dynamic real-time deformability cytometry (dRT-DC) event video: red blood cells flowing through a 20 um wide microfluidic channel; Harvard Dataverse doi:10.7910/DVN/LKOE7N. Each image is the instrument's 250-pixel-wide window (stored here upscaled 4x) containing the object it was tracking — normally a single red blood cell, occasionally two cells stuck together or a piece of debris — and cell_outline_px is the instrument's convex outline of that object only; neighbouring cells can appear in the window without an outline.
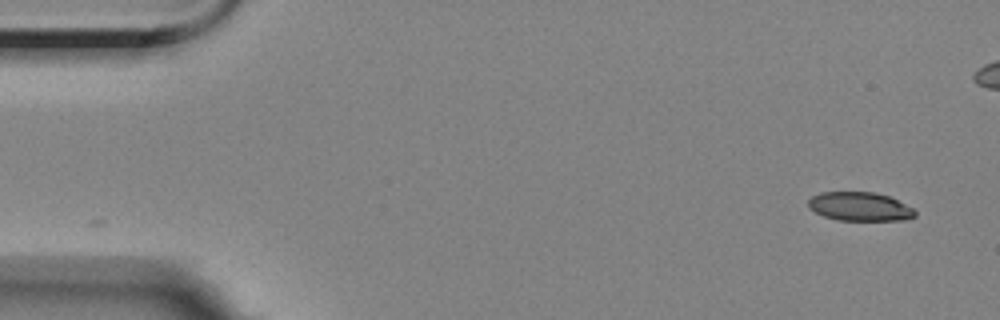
{"species": "Egyptian fruit bat (a non-hibernating species)", "species_latin": "Rousettus aegyptiacus", "temperature_condition": "room temperature", "stored_images_in_passage": 55, "camera_frame_rate_fps": 3000, "um_per_image_px": 0.085, "animal": {"sex": "female"}, "frame": {"image": 1, "passage_image": 1, "time_ms": 0.0, "image_size_px": [1000, 320], "cell_outline_px": [[916, 216], [904, 220], [836, 220], [824, 216], [808, 208], [808, 200], [812, 196], [820, 192], [872, 192], [888, 196], [912, 208], [916, 212]], "centroid_in_image_um": [73.05, 17.56], "position_along_channel_um": 12.0, "area_um2": 17.8}}
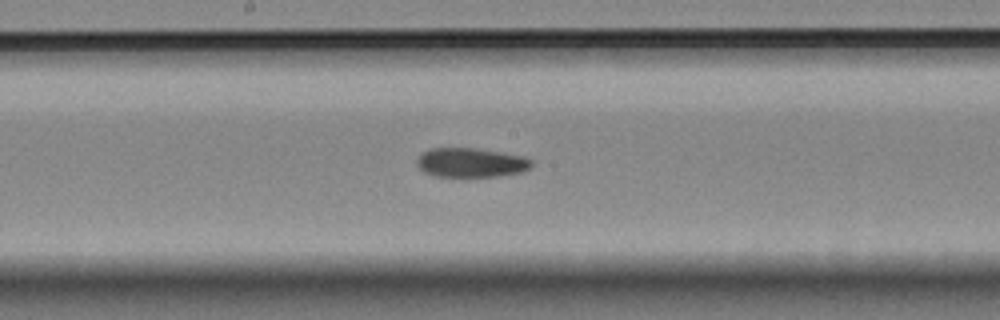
{"frame": {"image": 2, "passage_image": 27, "time_ms": 8.667, "image_size_px": [1000, 320], "cell_outline_px": [[532, 168], [520, 172], [496, 176], [436, 176], [424, 172], [416, 164], [416, 160], [424, 152], [432, 148], [472, 148], [500, 152], [524, 156], [532, 160]], "centroid_in_image_um": [40.05, 13.82], "position_along_channel_um": 208.2, "area_um2": 19.36}}
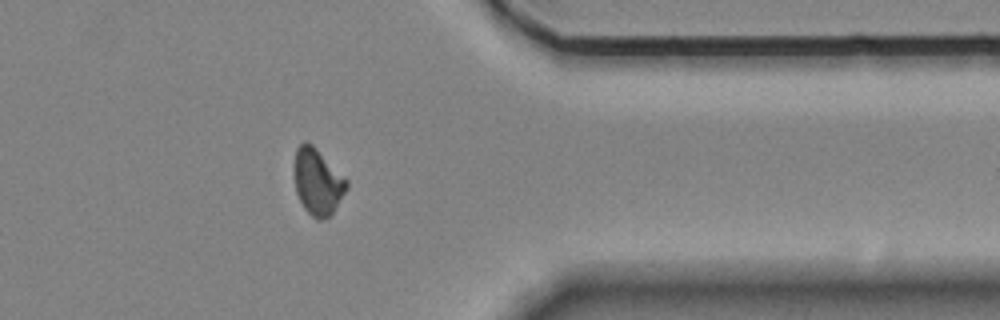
{"frame": {"image": 3, "passage_image": 43, "time_ms": 14.0, "image_size_px": [1000, 320], "cell_outline_px": [[348, 188], [332, 212], [324, 220], [316, 220], [304, 208], [296, 192], [292, 172], [292, 168], [296, 148], [304, 140], [308, 140], [348, 180]], "centroid_in_image_um": [26.95, 15.42], "position_along_channel_um": 384.4, "area_um2": 20.52}, "authors_computed_cell_mechanics": {"area_um2": 19.8832, "velocity_mm_per_s": 3.5521, "shape_relaxation_time_tau1_ms": null, "shape_relaxation_time_tau2_ms": 6.4354, "deformation_change_tau1": null, "deformation_change_tau2": 0.1267}}